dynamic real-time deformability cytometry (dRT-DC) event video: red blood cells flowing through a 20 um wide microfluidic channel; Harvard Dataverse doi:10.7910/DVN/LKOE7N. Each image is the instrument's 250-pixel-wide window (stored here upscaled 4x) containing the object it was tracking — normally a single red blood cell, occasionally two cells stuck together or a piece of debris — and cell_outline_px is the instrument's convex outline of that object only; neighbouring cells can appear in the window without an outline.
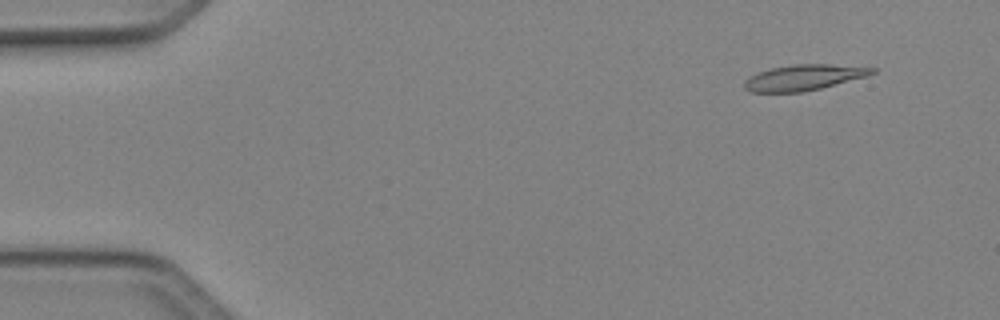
{"species": "Egyptian fruit bat (a non-hibernating species)", "species_latin": "Rousettus aegyptiacus", "temperature_condition": "cold", "stored_images_in_passage": 50, "camera_frame_rate_fps": 3000, "um_per_image_px": 0.085, "animal": {"sex": "female"}, "frame": {"image": 1, "passage_image": 5, "time_ms": 1.333, "image_size_px": [1000, 320], "cell_outline_px": [[876, 72], [868, 76], [804, 92], [748, 92], [744, 88], [744, 80], [748, 76], [756, 72], [772, 68], [792, 64], [832, 64], [876, 68]], "centroid_in_image_um": [68.29, 6.58], "position_along_channel_um": 16.7, "area_um2": 19.31}}
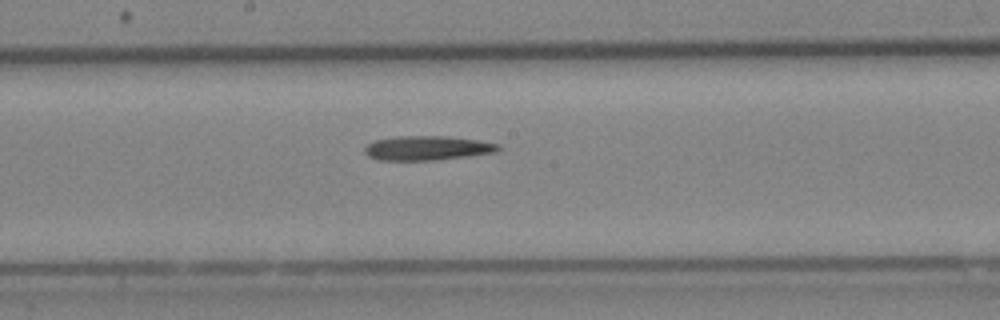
{"frame": {"image": 2, "passage_image": 27, "time_ms": 8.667, "image_size_px": [1000, 320], "cell_outline_px": [[500, 148], [496, 152], [468, 156], [432, 160], [380, 160], [368, 156], [364, 152], [364, 148], [368, 144], [376, 140], [396, 136], [444, 136], [476, 140], [500, 144]], "centroid_in_image_um": [36.3, 12.58], "position_along_channel_um": 211.9, "area_um2": 18.79}}
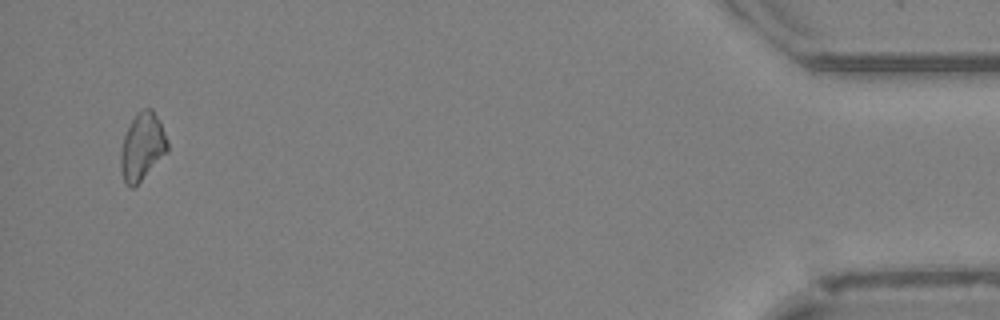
{"frame": {"image": 3, "passage_image": 48, "time_ms": 15.667, "image_size_px": [1000, 320], "cell_outline_px": [[168, 152], [132, 188], [128, 188], [124, 180], [120, 168], [120, 148], [124, 136], [132, 120], [144, 108], [152, 108], [160, 120], [168, 140]], "centroid_in_image_um": [12.1, 12.46], "position_along_channel_um": 423.1, "area_um2": 18.26}}